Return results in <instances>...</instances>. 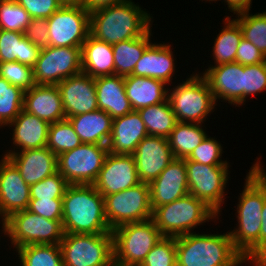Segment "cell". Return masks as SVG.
Masks as SVG:
<instances>
[{"instance_id": "2", "label": "cell", "mask_w": 266, "mask_h": 266, "mask_svg": "<svg viewBox=\"0 0 266 266\" xmlns=\"http://www.w3.org/2000/svg\"><path fill=\"white\" fill-rule=\"evenodd\" d=\"M64 233L103 234L112 232L104 207V197L94 185H68L62 198Z\"/></svg>"}, {"instance_id": "8", "label": "cell", "mask_w": 266, "mask_h": 266, "mask_svg": "<svg viewBox=\"0 0 266 266\" xmlns=\"http://www.w3.org/2000/svg\"><path fill=\"white\" fill-rule=\"evenodd\" d=\"M59 245L64 266H114L112 232L64 233Z\"/></svg>"}, {"instance_id": "34", "label": "cell", "mask_w": 266, "mask_h": 266, "mask_svg": "<svg viewBox=\"0 0 266 266\" xmlns=\"http://www.w3.org/2000/svg\"><path fill=\"white\" fill-rule=\"evenodd\" d=\"M223 22L224 28L217 35L213 48L214 63L222 65L235 62V57L240 40L243 37L239 24L226 16Z\"/></svg>"}, {"instance_id": "43", "label": "cell", "mask_w": 266, "mask_h": 266, "mask_svg": "<svg viewBox=\"0 0 266 266\" xmlns=\"http://www.w3.org/2000/svg\"><path fill=\"white\" fill-rule=\"evenodd\" d=\"M208 137L207 135L185 160L211 166H229L227 161L220 159L223 151L221 144L215 138Z\"/></svg>"}, {"instance_id": "45", "label": "cell", "mask_w": 266, "mask_h": 266, "mask_svg": "<svg viewBox=\"0 0 266 266\" xmlns=\"http://www.w3.org/2000/svg\"><path fill=\"white\" fill-rule=\"evenodd\" d=\"M28 210L49 220H62V199H30Z\"/></svg>"}, {"instance_id": "17", "label": "cell", "mask_w": 266, "mask_h": 266, "mask_svg": "<svg viewBox=\"0 0 266 266\" xmlns=\"http://www.w3.org/2000/svg\"><path fill=\"white\" fill-rule=\"evenodd\" d=\"M135 165L139 180L150 184L175 159L170 149L168 138L146 136L135 149Z\"/></svg>"}, {"instance_id": "32", "label": "cell", "mask_w": 266, "mask_h": 266, "mask_svg": "<svg viewBox=\"0 0 266 266\" xmlns=\"http://www.w3.org/2000/svg\"><path fill=\"white\" fill-rule=\"evenodd\" d=\"M200 123L178 122L168 137L175 158L185 159L205 139L206 132Z\"/></svg>"}, {"instance_id": "19", "label": "cell", "mask_w": 266, "mask_h": 266, "mask_svg": "<svg viewBox=\"0 0 266 266\" xmlns=\"http://www.w3.org/2000/svg\"><path fill=\"white\" fill-rule=\"evenodd\" d=\"M207 80L216 103L217 99L229 104L244 103V66L233 62L208 67L202 74Z\"/></svg>"}, {"instance_id": "52", "label": "cell", "mask_w": 266, "mask_h": 266, "mask_svg": "<svg viewBox=\"0 0 266 266\" xmlns=\"http://www.w3.org/2000/svg\"><path fill=\"white\" fill-rule=\"evenodd\" d=\"M63 4H76L79 3L81 0H59Z\"/></svg>"}, {"instance_id": "26", "label": "cell", "mask_w": 266, "mask_h": 266, "mask_svg": "<svg viewBox=\"0 0 266 266\" xmlns=\"http://www.w3.org/2000/svg\"><path fill=\"white\" fill-rule=\"evenodd\" d=\"M49 125L48 122L22 110L8 125L14 126L13 145L21 151L46 147Z\"/></svg>"}, {"instance_id": "49", "label": "cell", "mask_w": 266, "mask_h": 266, "mask_svg": "<svg viewBox=\"0 0 266 266\" xmlns=\"http://www.w3.org/2000/svg\"><path fill=\"white\" fill-rule=\"evenodd\" d=\"M260 160L255 162L253 167L261 174L265 175V201L261 213V229L259 233V266H266V172Z\"/></svg>"}, {"instance_id": "33", "label": "cell", "mask_w": 266, "mask_h": 266, "mask_svg": "<svg viewBox=\"0 0 266 266\" xmlns=\"http://www.w3.org/2000/svg\"><path fill=\"white\" fill-rule=\"evenodd\" d=\"M137 111L145 124L148 135L168 138L178 123L168 99Z\"/></svg>"}, {"instance_id": "29", "label": "cell", "mask_w": 266, "mask_h": 266, "mask_svg": "<svg viewBox=\"0 0 266 266\" xmlns=\"http://www.w3.org/2000/svg\"><path fill=\"white\" fill-rule=\"evenodd\" d=\"M82 72L92 78L115 74L112 44L97 40L90 34L81 47Z\"/></svg>"}, {"instance_id": "35", "label": "cell", "mask_w": 266, "mask_h": 266, "mask_svg": "<svg viewBox=\"0 0 266 266\" xmlns=\"http://www.w3.org/2000/svg\"><path fill=\"white\" fill-rule=\"evenodd\" d=\"M16 252L22 266H64L59 244L25 245Z\"/></svg>"}, {"instance_id": "16", "label": "cell", "mask_w": 266, "mask_h": 266, "mask_svg": "<svg viewBox=\"0 0 266 266\" xmlns=\"http://www.w3.org/2000/svg\"><path fill=\"white\" fill-rule=\"evenodd\" d=\"M140 182L133 155L108 153L93 185L104 197L134 187Z\"/></svg>"}, {"instance_id": "6", "label": "cell", "mask_w": 266, "mask_h": 266, "mask_svg": "<svg viewBox=\"0 0 266 266\" xmlns=\"http://www.w3.org/2000/svg\"><path fill=\"white\" fill-rule=\"evenodd\" d=\"M115 266H140L164 236L151 218L120 225L112 230Z\"/></svg>"}, {"instance_id": "13", "label": "cell", "mask_w": 266, "mask_h": 266, "mask_svg": "<svg viewBox=\"0 0 266 266\" xmlns=\"http://www.w3.org/2000/svg\"><path fill=\"white\" fill-rule=\"evenodd\" d=\"M189 193L202 200L217 215L226 194L229 166L204 165L196 161L185 160Z\"/></svg>"}, {"instance_id": "39", "label": "cell", "mask_w": 266, "mask_h": 266, "mask_svg": "<svg viewBox=\"0 0 266 266\" xmlns=\"http://www.w3.org/2000/svg\"><path fill=\"white\" fill-rule=\"evenodd\" d=\"M31 16L16 0H3L0 5V29L24 33Z\"/></svg>"}, {"instance_id": "47", "label": "cell", "mask_w": 266, "mask_h": 266, "mask_svg": "<svg viewBox=\"0 0 266 266\" xmlns=\"http://www.w3.org/2000/svg\"><path fill=\"white\" fill-rule=\"evenodd\" d=\"M47 18H32L25 29L24 36L39 48L49 46Z\"/></svg>"}, {"instance_id": "30", "label": "cell", "mask_w": 266, "mask_h": 266, "mask_svg": "<svg viewBox=\"0 0 266 266\" xmlns=\"http://www.w3.org/2000/svg\"><path fill=\"white\" fill-rule=\"evenodd\" d=\"M40 51L24 33L0 29V63L18 61L33 68Z\"/></svg>"}, {"instance_id": "48", "label": "cell", "mask_w": 266, "mask_h": 266, "mask_svg": "<svg viewBox=\"0 0 266 266\" xmlns=\"http://www.w3.org/2000/svg\"><path fill=\"white\" fill-rule=\"evenodd\" d=\"M266 61V56L244 37L240 40L235 62L243 66L255 65Z\"/></svg>"}, {"instance_id": "3", "label": "cell", "mask_w": 266, "mask_h": 266, "mask_svg": "<svg viewBox=\"0 0 266 266\" xmlns=\"http://www.w3.org/2000/svg\"><path fill=\"white\" fill-rule=\"evenodd\" d=\"M150 15L132 0L100 8L90 13V35L109 44L140 37L151 28Z\"/></svg>"}, {"instance_id": "46", "label": "cell", "mask_w": 266, "mask_h": 266, "mask_svg": "<svg viewBox=\"0 0 266 266\" xmlns=\"http://www.w3.org/2000/svg\"><path fill=\"white\" fill-rule=\"evenodd\" d=\"M31 18H49L62 5L59 0H16Z\"/></svg>"}, {"instance_id": "23", "label": "cell", "mask_w": 266, "mask_h": 266, "mask_svg": "<svg viewBox=\"0 0 266 266\" xmlns=\"http://www.w3.org/2000/svg\"><path fill=\"white\" fill-rule=\"evenodd\" d=\"M148 136L138 111L113 119L112 132L107 147L109 153L132 155L137 145Z\"/></svg>"}, {"instance_id": "15", "label": "cell", "mask_w": 266, "mask_h": 266, "mask_svg": "<svg viewBox=\"0 0 266 266\" xmlns=\"http://www.w3.org/2000/svg\"><path fill=\"white\" fill-rule=\"evenodd\" d=\"M30 186L26 184L16 166L5 156L0 161V216L4 236L6 219L13 213L28 209Z\"/></svg>"}, {"instance_id": "5", "label": "cell", "mask_w": 266, "mask_h": 266, "mask_svg": "<svg viewBox=\"0 0 266 266\" xmlns=\"http://www.w3.org/2000/svg\"><path fill=\"white\" fill-rule=\"evenodd\" d=\"M217 215L202 200L192 194L157 207L152 219L166 237H178L192 233L196 226L217 218ZM193 229V230H192Z\"/></svg>"}, {"instance_id": "4", "label": "cell", "mask_w": 266, "mask_h": 266, "mask_svg": "<svg viewBox=\"0 0 266 266\" xmlns=\"http://www.w3.org/2000/svg\"><path fill=\"white\" fill-rule=\"evenodd\" d=\"M177 266H241L246 263L234 248L230 233L199 234L176 237Z\"/></svg>"}, {"instance_id": "12", "label": "cell", "mask_w": 266, "mask_h": 266, "mask_svg": "<svg viewBox=\"0 0 266 266\" xmlns=\"http://www.w3.org/2000/svg\"><path fill=\"white\" fill-rule=\"evenodd\" d=\"M49 46L81 48L90 34V12L79 2L64 4L49 18Z\"/></svg>"}, {"instance_id": "41", "label": "cell", "mask_w": 266, "mask_h": 266, "mask_svg": "<svg viewBox=\"0 0 266 266\" xmlns=\"http://www.w3.org/2000/svg\"><path fill=\"white\" fill-rule=\"evenodd\" d=\"M0 77L24 91L35 85L33 68L18 61L0 63Z\"/></svg>"}, {"instance_id": "28", "label": "cell", "mask_w": 266, "mask_h": 266, "mask_svg": "<svg viewBox=\"0 0 266 266\" xmlns=\"http://www.w3.org/2000/svg\"><path fill=\"white\" fill-rule=\"evenodd\" d=\"M82 143L107 145L112 132L113 118L103 110H96L67 118Z\"/></svg>"}, {"instance_id": "7", "label": "cell", "mask_w": 266, "mask_h": 266, "mask_svg": "<svg viewBox=\"0 0 266 266\" xmlns=\"http://www.w3.org/2000/svg\"><path fill=\"white\" fill-rule=\"evenodd\" d=\"M173 89L167 99L178 122L202 124L214 112L217 104L204 76L195 73Z\"/></svg>"}, {"instance_id": "37", "label": "cell", "mask_w": 266, "mask_h": 266, "mask_svg": "<svg viewBox=\"0 0 266 266\" xmlns=\"http://www.w3.org/2000/svg\"><path fill=\"white\" fill-rule=\"evenodd\" d=\"M81 144L79 136L68 119L49 125L47 147L56 156L72 150Z\"/></svg>"}, {"instance_id": "40", "label": "cell", "mask_w": 266, "mask_h": 266, "mask_svg": "<svg viewBox=\"0 0 266 266\" xmlns=\"http://www.w3.org/2000/svg\"><path fill=\"white\" fill-rule=\"evenodd\" d=\"M140 266H177L176 237L164 236L160 239Z\"/></svg>"}, {"instance_id": "27", "label": "cell", "mask_w": 266, "mask_h": 266, "mask_svg": "<svg viewBox=\"0 0 266 266\" xmlns=\"http://www.w3.org/2000/svg\"><path fill=\"white\" fill-rule=\"evenodd\" d=\"M124 85L132 109L136 111L160 104L168 98L166 83L158 79L128 75L124 77Z\"/></svg>"}, {"instance_id": "31", "label": "cell", "mask_w": 266, "mask_h": 266, "mask_svg": "<svg viewBox=\"0 0 266 266\" xmlns=\"http://www.w3.org/2000/svg\"><path fill=\"white\" fill-rule=\"evenodd\" d=\"M151 35L149 29L140 37L112 44L116 75L125 77L132 74L144 51L152 44Z\"/></svg>"}, {"instance_id": "9", "label": "cell", "mask_w": 266, "mask_h": 266, "mask_svg": "<svg viewBox=\"0 0 266 266\" xmlns=\"http://www.w3.org/2000/svg\"><path fill=\"white\" fill-rule=\"evenodd\" d=\"M6 234L14 248L35 244H60L64 236L62 220H49L28 209L6 219Z\"/></svg>"}, {"instance_id": "42", "label": "cell", "mask_w": 266, "mask_h": 266, "mask_svg": "<svg viewBox=\"0 0 266 266\" xmlns=\"http://www.w3.org/2000/svg\"><path fill=\"white\" fill-rule=\"evenodd\" d=\"M68 185L57 171L30 186V199H62Z\"/></svg>"}, {"instance_id": "50", "label": "cell", "mask_w": 266, "mask_h": 266, "mask_svg": "<svg viewBox=\"0 0 266 266\" xmlns=\"http://www.w3.org/2000/svg\"><path fill=\"white\" fill-rule=\"evenodd\" d=\"M129 0H81L80 3L91 13L100 8L118 5Z\"/></svg>"}, {"instance_id": "22", "label": "cell", "mask_w": 266, "mask_h": 266, "mask_svg": "<svg viewBox=\"0 0 266 266\" xmlns=\"http://www.w3.org/2000/svg\"><path fill=\"white\" fill-rule=\"evenodd\" d=\"M23 110L49 124L66 119L57 85L35 84L24 92Z\"/></svg>"}, {"instance_id": "14", "label": "cell", "mask_w": 266, "mask_h": 266, "mask_svg": "<svg viewBox=\"0 0 266 266\" xmlns=\"http://www.w3.org/2000/svg\"><path fill=\"white\" fill-rule=\"evenodd\" d=\"M82 72L81 48H41L33 67L35 84L57 85L62 80Z\"/></svg>"}, {"instance_id": "25", "label": "cell", "mask_w": 266, "mask_h": 266, "mask_svg": "<svg viewBox=\"0 0 266 266\" xmlns=\"http://www.w3.org/2000/svg\"><path fill=\"white\" fill-rule=\"evenodd\" d=\"M173 56L171 45L152 43L144 51L131 75L150 77L168 84L175 72Z\"/></svg>"}, {"instance_id": "10", "label": "cell", "mask_w": 266, "mask_h": 266, "mask_svg": "<svg viewBox=\"0 0 266 266\" xmlns=\"http://www.w3.org/2000/svg\"><path fill=\"white\" fill-rule=\"evenodd\" d=\"M108 153L107 145L82 143L57 156L58 172L69 185H93Z\"/></svg>"}, {"instance_id": "21", "label": "cell", "mask_w": 266, "mask_h": 266, "mask_svg": "<svg viewBox=\"0 0 266 266\" xmlns=\"http://www.w3.org/2000/svg\"><path fill=\"white\" fill-rule=\"evenodd\" d=\"M18 169L27 185L31 186L58 171L57 156L46 146L4 154Z\"/></svg>"}, {"instance_id": "38", "label": "cell", "mask_w": 266, "mask_h": 266, "mask_svg": "<svg viewBox=\"0 0 266 266\" xmlns=\"http://www.w3.org/2000/svg\"><path fill=\"white\" fill-rule=\"evenodd\" d=\"M236 15L234 20L239 24L243 37L266 56V11L254 15L245 11Z\"/></svg>"}, {"instance_id": "1", "label": "cell", "mask_w": 266, "mask_h": 266, "mask_svg": "<svg viewBox=\"0 0 266 266\" xmlns=\"http://www.w3.org/2000/svg\"><path fill=\"white\" fill-rule=\"evenodd\" d=\"M264 201L265 175L252 166L237 205L238 226L229 233L234 248L254 266H259V233Z\"/></svg>"}, {"instance_id": "24", "label": "cell", "mask_w": 266, "mask_h": 266, "mask_svg": "<svg viewBox=\"0 0 266 266\" xmlns=\"http://www.w3.org/2000/svg\"><path fill=\"white\" fill-rule=\"evenodd\" d=\"M94 79L98 109L105 111L113 119L133 111L126 95L123 76L114 74Z\"/></svg>"}, {"instance_id": "18", "label": "cell", "mask_w": 266, "mask_h": 266, "mask_svg": "<svg viewBox=\"0 0 266 266\" xmlns=\"http://www.w3.org/2000/svg\"><path fill=\"white\" fill-rule=\"evenodd\" d=\"M63 109L68 117L98 110L95 79L80 72L57 84Z\"/></svg>"}, {"instance_id": "20", "label": "cell", "mask_w": 266, "mask_h": 266, "mask_svg": "<svg viewBox=\"0 0 266 266\" xmlns=\"http://www.w3.org/2000/svg\"><path fill=\"white\" fill-rule=\"evenodd\" d=\"M150 204L157 207L171 203L189 193L185 159L175 158L150 184Z\"/></svg>"}, {"instance_id": "11", "label": "cell", "mask_w": 266, "mask_h": 266, "mask_svg": "<svg viewBox=\"0 0 266 266\" xmlns=\"http://www.w3.org/2000/svg\"><path fill=\"white\" fill-rule=\"evenodd\" d=\"M105 216L111 230L133 222L149 220L153 216L150 186L140 182L124 191L104 196Z\"/></svg>"}, {"instance_id": "36", "label": "cell", "mask_w": 266, "mask_h": 266, "mask_svg": "<svg viewBox=\"0 0 266 266\" xmlns=\"http://www.w3.org/2000/svg\"><path fill=\"white\" fill-rule=\"evenodd\" d=\"M24 92L0 77V127L8 126L23 110Z\"/></svg>"}, {"instance_id": "51", "label": "cell", "mask_w": 266, "mask_h": 266, "mask_svg": "<svg viewBox=\"0 0 266 266\" xmlns=\"http://www.w3.org/2000/svg\"><path fill=\"white\" fill-rule=\"evenodd\" d=\"M230 12L239 14L245 11H250L252 0H225Z\"/></svg>"}, {"instance_id": "44", "label": "cell", "mask_w": 266, "mask_h": 266, "mask_svg": "<svg viewBox=\"0 0 266 266\" xmlns=\"http://www.w3.org/2000/svg\"><path fill=\"white\" fill-rule=\"evenodd\" d=\"M261 91H266V61L244 66V102Z\"/></svg>"}]
</instances>
